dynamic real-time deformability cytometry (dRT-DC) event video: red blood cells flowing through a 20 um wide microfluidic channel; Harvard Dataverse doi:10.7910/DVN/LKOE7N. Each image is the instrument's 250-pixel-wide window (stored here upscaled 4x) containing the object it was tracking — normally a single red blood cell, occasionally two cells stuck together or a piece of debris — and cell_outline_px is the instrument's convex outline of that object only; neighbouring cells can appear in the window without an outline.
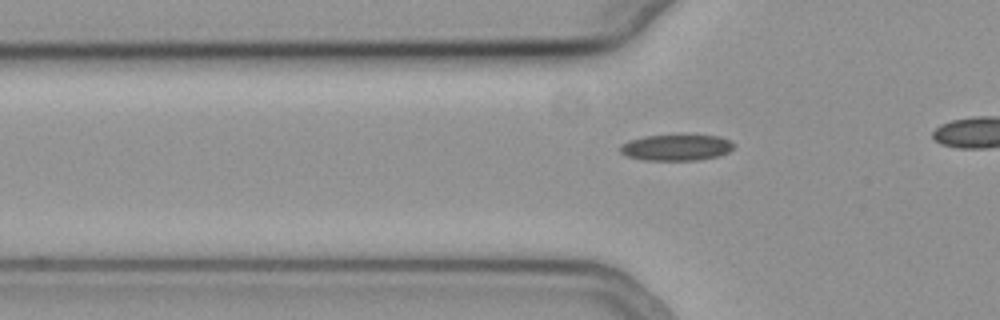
{"species": "common noctule bat (a hibernating species)", "species_latin": "Nyctalus noctula", "temperature_condition": "cold", "stored_images_in_passage": 38, "camera_frame_rate_fps": 3000, "um_per_image_px": 0.085, "animal": {"sex": "female", "body_mass_g": 19.3, "forearm_length_mm": 54.1}, "frame": {"image": 1, "passage_image": 15, "time_ms": 4.667, "image_size_px": [1000, 320], "cell_outline_px": [[736, 144], [728, 152], [716, 156], [696, 160], [644, 160], [628, 156], [620, 152], [620, 144], [628, 140], [644, 136], [684, 132], [720, 136], [732, 140]], "centroid_in_image_um": [57.51, 12.47], "position_along_channel_um": 68.3, "area_um2": 18.21}}
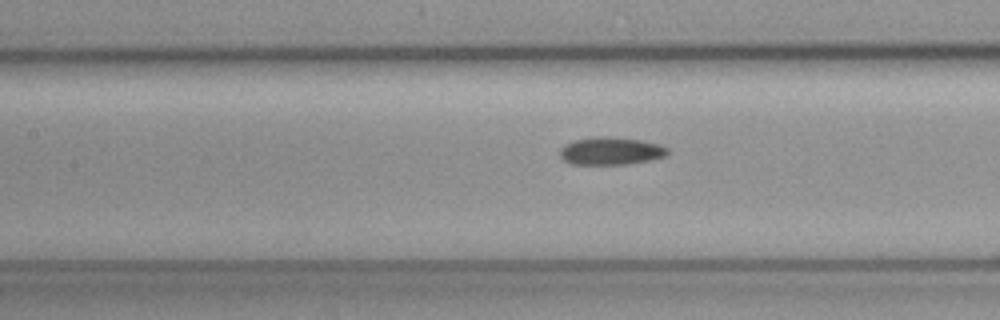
{"frame": {"image": 2, "passage_image": 22, "time_ms": 7.0, "image_size_px": [1000, 320], "cell_outline_px": [[668, 152], [664, 156], [648, 160], [628, 164], [572, 164], [564, 160], [560, 156], [560, 148], [564, 144], [572, 140], [600, 136], [612, 136], [640, 140], [660, 144], [668, 148]], "centroid_in_image_um": [51.89, 12.82], "position_along_channel_um": 155.5, "area_um2": 17.4}}
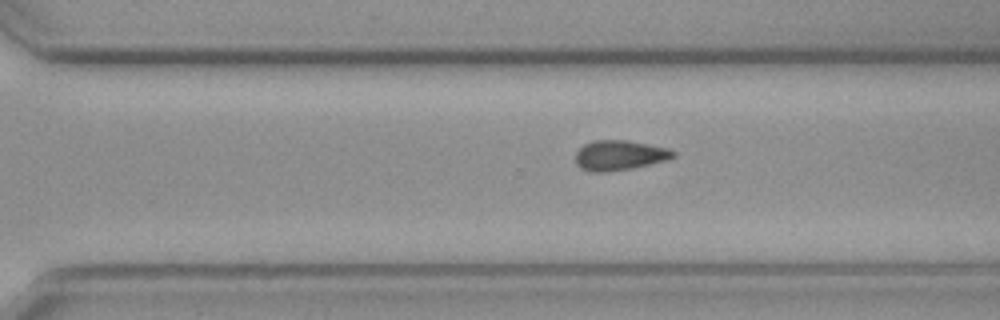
{"frame": {"image": 3, "passage_image": 35, "time_ms": 11.333, "image_size_px": [1000, 320], "cell_outline_px": [[676, 156], [668, 160], [632, 168], [604, 172], [592, 172], [580, 168], [576, 164], [576, 152], [584, 144], [592, 140], [628, 140], [668, 148], [676, 152]], "centroid_in_image_um": [52.66, 13.19], "position_along_channel_um": 317.9, "area_um2": 17.17}}